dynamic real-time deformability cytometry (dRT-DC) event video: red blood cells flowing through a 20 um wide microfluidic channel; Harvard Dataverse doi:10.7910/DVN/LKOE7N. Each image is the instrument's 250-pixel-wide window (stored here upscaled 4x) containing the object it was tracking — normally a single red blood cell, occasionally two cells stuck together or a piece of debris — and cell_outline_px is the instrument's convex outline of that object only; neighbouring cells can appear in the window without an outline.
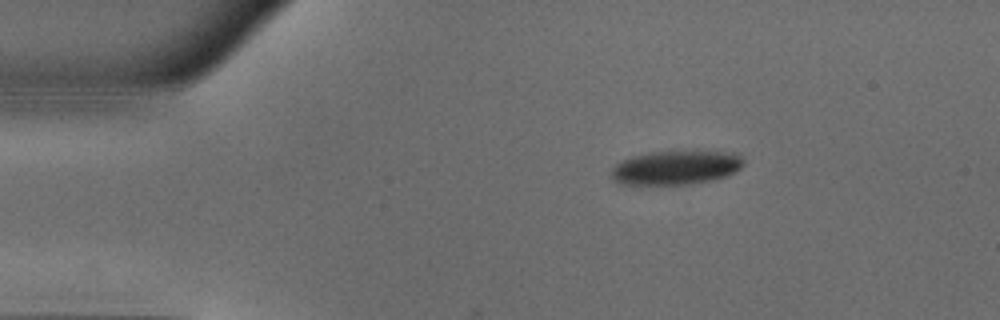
{"species": "common noctule bat (a hibernating species)", "species_latin": "Nyctalus noctula", "temperature_condition": "warm", "stored_images_in_passage": 43, "camera_frame_rate_fps": 3000, "um_per_image_px": 0.085, "animal": {"sex": "male", "body_mass_g": 18.8}, "frame": {"image": 1, "passage_image": 1, "time_ms": 0.0, "image_size_px": [1000, 320], "cell_outline_px": [[744, 164], [736, 172], [728, 176], [712, 180], [692, 184], [620, 184], [612, 180], [608, 176], [612, 168], [620, 160], [632, 156], [652, 152], [736, 152], [744, 160]], "centroid_in_image_um": [57.42, 14.26], "position_along_channel_um": 27.6, "area_um2": 26.36}}
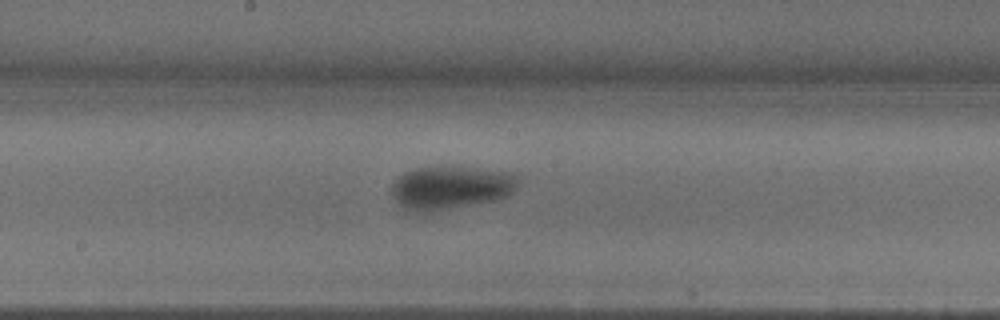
{"frame": {"image": 2, "passage_image": 19, "time_ms": 6.0, "image_size_px": [1000, 320], "cell_outline_px": [[516, 188], [508, 196], [492, 200], [428, 212], [404, 212], [400, 208], [392, 192], [392, 184], [404, 172], [416, 168], [472, 168], [504, 172], [516, 176]], "centroid_in_image_um": [38.22, 15.98], "position_along_channel_um": 210.0, "area_um2": 31.1}}
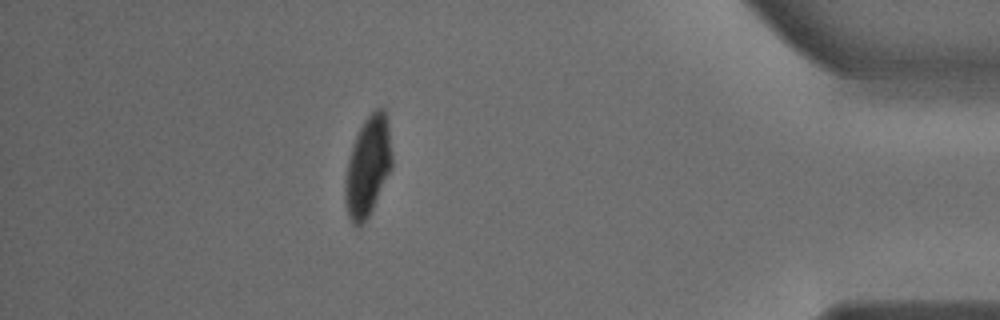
{"frame": {"image": 3, "passage_image": 37, "time_ms": 12.0, "image_size_px": [1000, 320], "cell_outline_px": [[392, 168], [368, 216], [360, 228], [356, 228], [352, 224], [348, 216], [344, 200], [344, 180], [348, 160], [356, 136], [364, 120], [380, 104], [384, 108], [388, 116], [392, 156]], "centroid_in_image_um": [31.27, 14.14], "position_along_channel_um": 403.9, "area_um2": 27.57}, "authors_computed_cell_mechanics": {"area_um2": 29.5936, "velocity_mm_per_s": 3.9889, "shape_relaxation_time_tau1_ms": 4.6555, "shape_relaxation_time_tau2_ms": null, "deformation_change_tau1": 0.1663, "deformation_change_tau2": null}}